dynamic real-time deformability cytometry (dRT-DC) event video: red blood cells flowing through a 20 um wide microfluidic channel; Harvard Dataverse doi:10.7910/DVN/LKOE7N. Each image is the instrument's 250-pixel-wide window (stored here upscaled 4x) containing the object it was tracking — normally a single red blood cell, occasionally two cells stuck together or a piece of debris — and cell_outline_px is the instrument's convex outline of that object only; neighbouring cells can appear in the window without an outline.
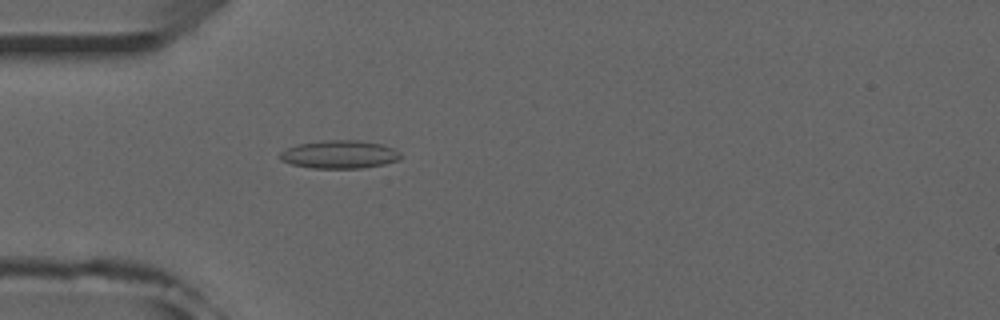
{"species": "common noctule bat (a hibernating species)", "species_latin": "Nyctalus noctula", "temperature_condition": "room temperature", "stored_images_in_passage": 51, "camera_frame_rate_fps": 3000, "um_per_image_px": 0.085, "animal": {"sex": "male", "forearm_length_mm": 52.5}, "frame": {"image": 1, "passage_image": 15, "time_ms": 4.667, "image_size_px": [1000, 320], "cell_outline_px": [[400, 160], [384, 164], [364, 168], [312, 168], [292, 164], [280, 160], [280, 152], [296, 144], [324, 140], [360, 140], [380, 144], [392, 148], [400, 152]], "centroid_in_image_um": [28.86, 13.12], "position_along_channel_um": 56.1, "area_um2": 19.77}}
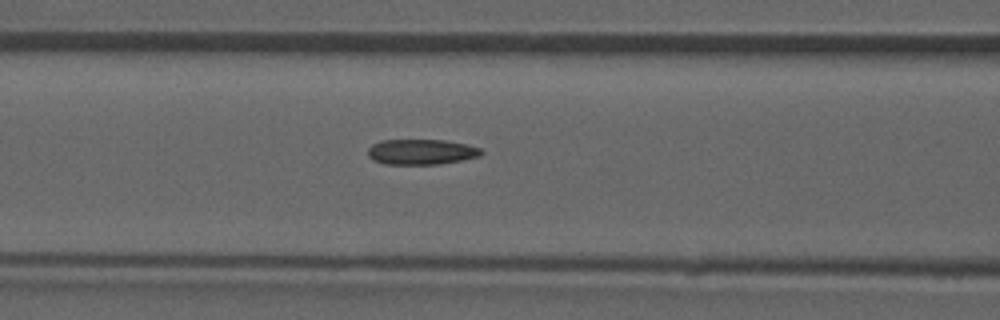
{"frame": {"image": 2, "passage_image": 21, "time_ms": 6.667, "image_size_px": [1000, 320], "cell_outline_px": [[484, 152], [480, 156], [440, 164], [384, 164], [372, 160], [368, 156], [368, 148], [372, 144], [380, 140], [448, 140], [468, 144], [480, 148]], "centroid_in_image_um": [35.8, 12.9], "position_along_channel_um": 130.8, "area_um2": 16.94}}
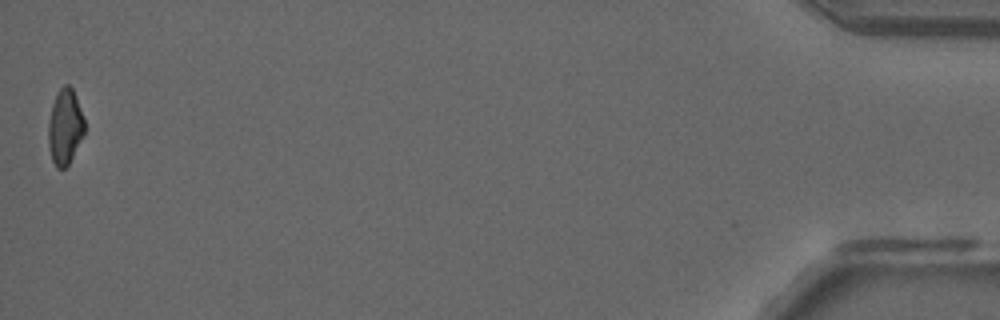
{"frame": {"image": 3, "passage_image": 51, "time_ms": 16.667, "image_size_px": [1000, 320], "cell_outline_px": [[84, 132], [68, 164], [64, 168], [56, 168], [52, 160], [48, 144], [48, 120], [52, 104], [60, 88], [64, 84], [68, 84], [72, 88], [76, 96], [84, 120]], "centroid_in_image_um": [5.5, 10.76], "position_along_channel_um": 429.7, "area_um2": 15.66}, "authors_computed_cell_mechanics": {"area_um2": 17.2244, "velocity_mm_per_s": 3.9735, "shape_relaxation_time_tau1_ms": null, "shape_relaxation_time_tau2_ms": 3.9501, "deformation_change_tau1": null, "deformation_change_tau2": 0.1278}}